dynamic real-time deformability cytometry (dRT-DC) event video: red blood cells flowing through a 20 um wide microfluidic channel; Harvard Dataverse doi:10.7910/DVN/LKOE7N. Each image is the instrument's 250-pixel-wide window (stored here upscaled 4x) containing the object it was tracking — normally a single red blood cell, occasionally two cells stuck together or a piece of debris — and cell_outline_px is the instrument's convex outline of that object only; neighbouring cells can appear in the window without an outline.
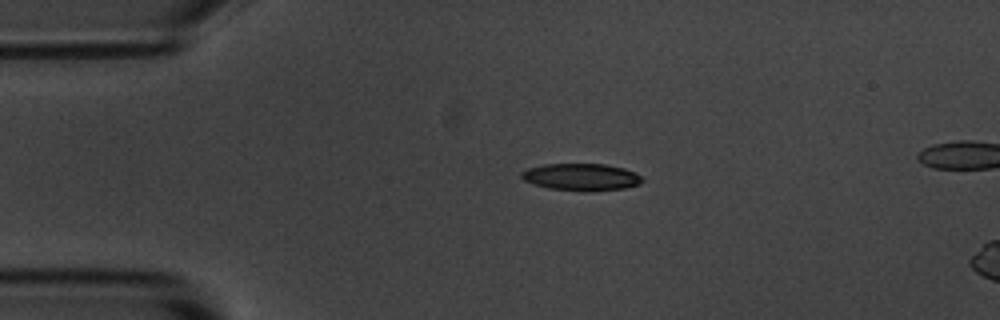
{"species": "common noctule bat (a hibernating species)", "species_latin": "Nyctalus noctula", "temperature_condition": "room temperature", "stored_images_in_passage": 5, "camera_frame_rate_fps": 3000, "um_per_image_px": 0.085, "animal": {"sex": "male", "body_mass_g": 20.1, "forearm_length_mm": 53.5}, "frame": {"image": 1, "passage_image": 3, "time_ms": 2.333, "image_size_px": [1000, 320], "cell_outline_px": [[644, 180], [640, 184], [624, 188], [584, 192], [548, 188], [524, 180], [520, 176], [520, 172], [528, 168], [544, 164], [604, 164], [624, 168], [636, 172]], "centroid_in_image_um": [49.42, 15.05], "position_along_channel_um": 35.6, "area_um2": 19.13}}